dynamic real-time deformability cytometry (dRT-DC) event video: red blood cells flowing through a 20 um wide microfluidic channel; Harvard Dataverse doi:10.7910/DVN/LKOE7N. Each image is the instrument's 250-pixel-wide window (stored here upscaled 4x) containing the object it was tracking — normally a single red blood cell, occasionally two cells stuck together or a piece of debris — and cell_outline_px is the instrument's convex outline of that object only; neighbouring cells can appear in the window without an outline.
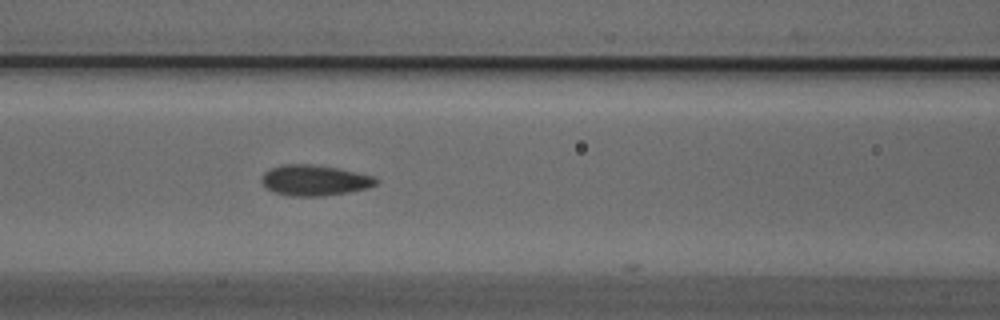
{"species": "Egyptian fruit bat (a non-hibernating species)", "species_latin": "Rousettus aegyptiacus", "temperature_condition": "cold", "stored_images_in_passage": 10, "camera_frame_rate_fps": 3000, "um_per_image_px": 0.085, "animal": {"sex": "male"}, "frame": {"image": 1, "passage_image": 6, "time_ms": 1.667, "image_size_px": [1000, 320], "cell_outline_px": [[380, 180], [376, 184], [368, 188], [348, 192], [324, 196], [292, 196], [276, 192], [268, 188], [260, 180], [260, 176], [264, 172], [272, 168], [284, 164], [316, 164], [340, 168], [372, 176]], "centroid_in_image_um": [26.75, 15.31], "position_along_channel_um": 139.8, "area_um2": 20.46}}
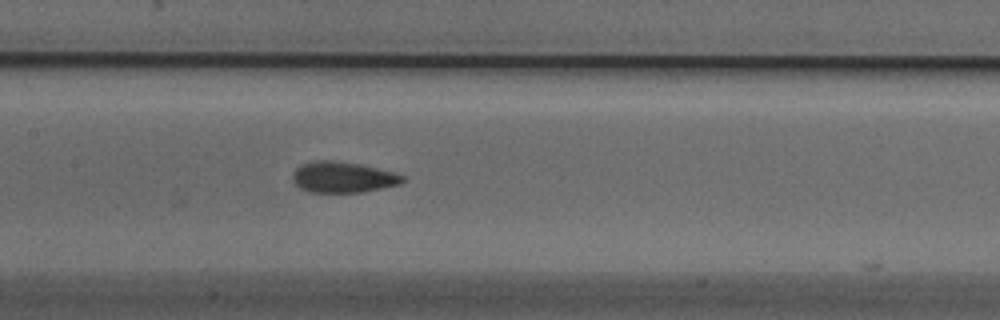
{"frame": {"image": 2, "passage_image": 9, "time_ms": 2.667, "image_size_px": [1000, 320], "cell_outline_px": [[404, 180], [400, 184], [360, 192], [308, 192], [300, 188], [292, 180], [292, 172], [300, 164], [312, 160], [332, 160], [360, 164], [396, 172], [404, 176]], "centroid_in_image_um": [29.11, 15.04], "position_along_channel_um": 178.3, "area_um2": 19.94}}